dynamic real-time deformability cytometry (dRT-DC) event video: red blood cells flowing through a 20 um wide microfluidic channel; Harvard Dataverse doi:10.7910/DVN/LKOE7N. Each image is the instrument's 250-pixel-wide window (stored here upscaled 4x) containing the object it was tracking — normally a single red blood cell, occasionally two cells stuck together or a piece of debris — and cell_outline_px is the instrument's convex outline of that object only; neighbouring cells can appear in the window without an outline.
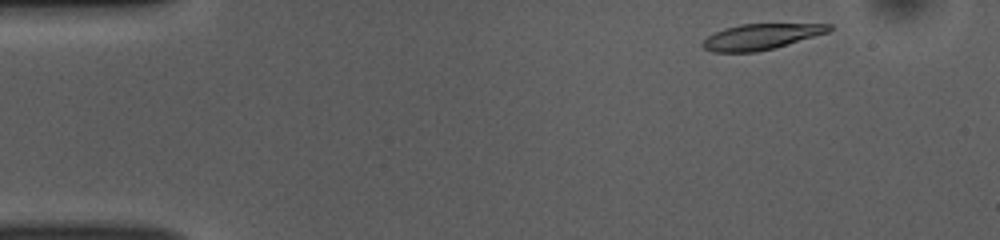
{"species": "common noctule bat (a hibernating species)", "species_latin": "Nyctalus noctula", "temperature_condition": "room temperature", "stored_images_in_passage": 48, "camera_frame_rate_fps": 3000, "um_per_image_px": 0.085, "animal": {"sex": "female", "body_mass_g": 10.0, "forearm_length_mm": 53.1}, "frame": {"image": 1, "passage_image": 2, "time_ms": 0.333, "image_size_px": [1000, 240], "cell_outline_px": [[832, 28], [828, 32], [772, 48], [756, 52], [712, 52], [704, 48], [700, 44], [708, 36], [724, 28], [740, 24], [832, 24]], "centroid_in_image_um": [64.63, 3.11], "position_along_channel_um": 20.4, "area_um2": 18.61}}
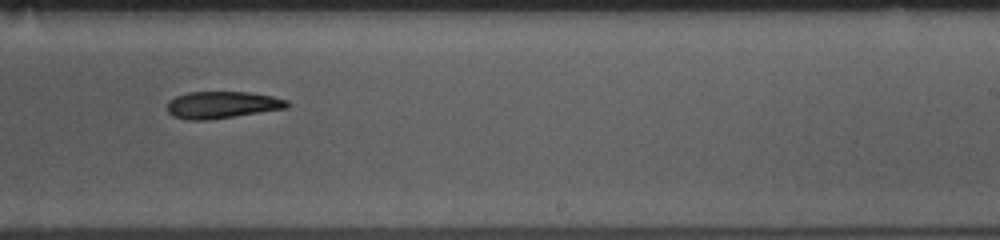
{"frame": {"image": 2, "passage_image": 28, "time_ms": 9.0, "image_size_px": [1000, 240], "cell_outline_px": [[292, 104], [288, 108], [212, 120], [188, 120], [172, 116], [168, 112], [168, 100], [176, 96], [188, 92], [248, 92], [272, 96], [288, 100]], "centroid_in_image_um": [18.91, 8.92], "position_along_channel_um": 270.1, "area_um2": 19.13}}
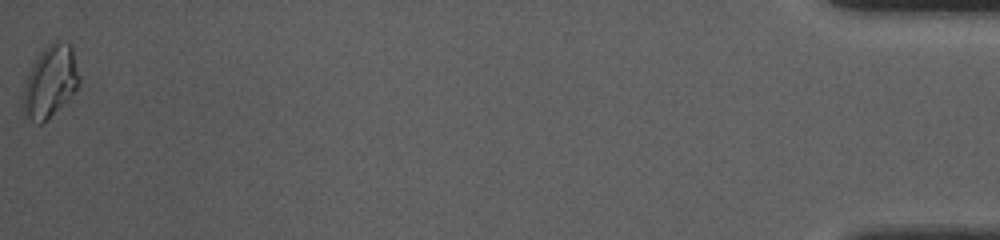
{"frame": {"image": 3, "passage_image": 48, "time_ms": 15.667, "image_size_px": [1000, 240], "cell_outline_px": [[80, 84], [76, 92], [40, 124], [36, 124], [20, 108], [20, 100], [24, 84], [32, 64], [40, 52], [52, 40], [60, 40], [72, 44], [80, 76]], "centroid_in_image_um": [4.27, 6.89], "position_along_channel_um": 430.9, "area_um2": 23.93}, "authors_computed_cell_mechanics": {"area_um2": 19.8254, "velocity_mm_per_s": 3.8401, "shape_relaxation_time_tau1_ms": 4.623, "shape_relaxation_time_tau2_ms": null, "deformation_change_tau1": 0.1359, "deformation_change_tau2": null}}